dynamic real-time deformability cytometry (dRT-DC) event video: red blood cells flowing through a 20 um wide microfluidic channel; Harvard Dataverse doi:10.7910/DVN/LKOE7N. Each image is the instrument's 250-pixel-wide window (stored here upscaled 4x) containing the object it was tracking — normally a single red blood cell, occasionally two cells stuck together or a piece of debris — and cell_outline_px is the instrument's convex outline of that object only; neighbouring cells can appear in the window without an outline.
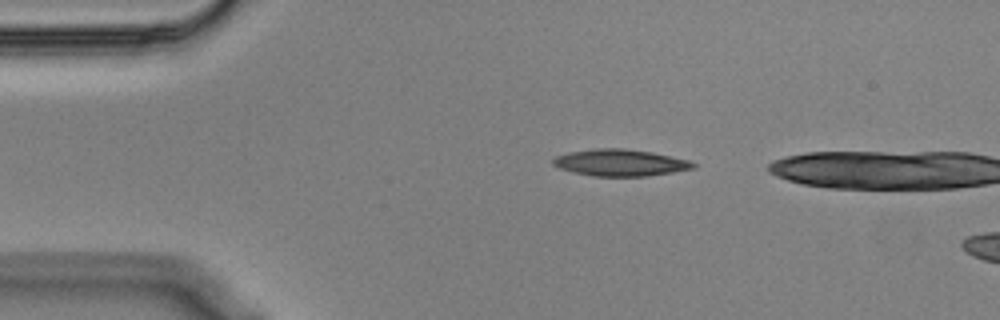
{"species": "Egyptian fruit bat (a non-hibernating species)", "species_latin": "Rousettus aegyptiacus", "temperature_condition": "cold", "stored_images_in_passage": 9, "camera_frame_rate_fps": 3000, "um_per_image_px": 0.085, "animal": {"sex": "male"}, "frame": {"image": 1, "passage_image": 7, "time_ms": 2.0, "image_size_px": [1000, 320], "cell_outline_px": [[696, 168], [648, 176], [592, 176], [572, 172], [560, 168], [552, 164], [552, 160], [556, 156], [568, 152], [596, 148], [624, 148], [652, 152], [688, 160], [696, 164]], "centroid_in_image_um": [52.7, 13.82], "position_along_channel_um": 32.3, "area_um2": 21.85}}